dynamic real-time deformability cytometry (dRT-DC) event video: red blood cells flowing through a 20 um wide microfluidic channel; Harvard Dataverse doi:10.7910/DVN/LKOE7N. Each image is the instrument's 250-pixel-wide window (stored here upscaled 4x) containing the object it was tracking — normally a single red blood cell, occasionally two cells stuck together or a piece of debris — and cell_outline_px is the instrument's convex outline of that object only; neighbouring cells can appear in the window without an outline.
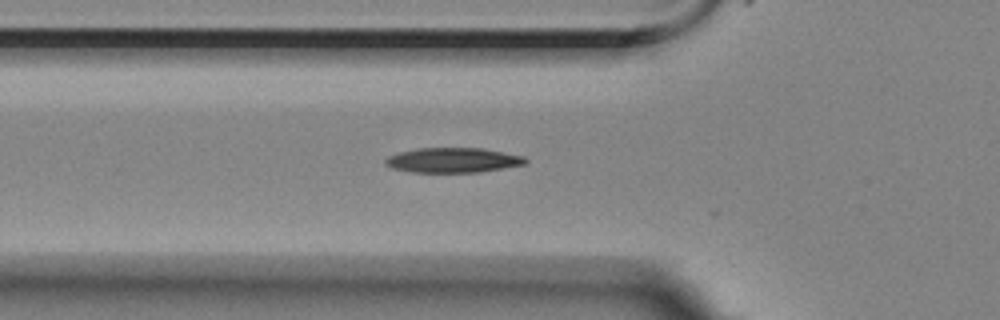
{"species": "Egyptian fruit bat (a non-hibernating species)", "species_latin": "Rousettus aegyptiacus", "temperature_condition": "room temperature", "stored_images_in_passage": 34, "camera_frame_rate_fps": 3000, "um_per_image_px": 0.085, "animal": {"sex": "female"}, "frame": {"image": 1, "passage_image": 2, "time_ms": 0.333, "image_size_px": [1000, 320], "cell_outline_px": [[528, 160], [524, 164], [480, 172], [412, 172], [392, 168], [384, 164], [384, 160], [388, 156], [400, 152], [416, 148], [480, 148], [524, 156]], "centroid_in_image_um": [38.46, 13.61], "position_along_channel_um": 87.3, "area_um2": 20.17}}
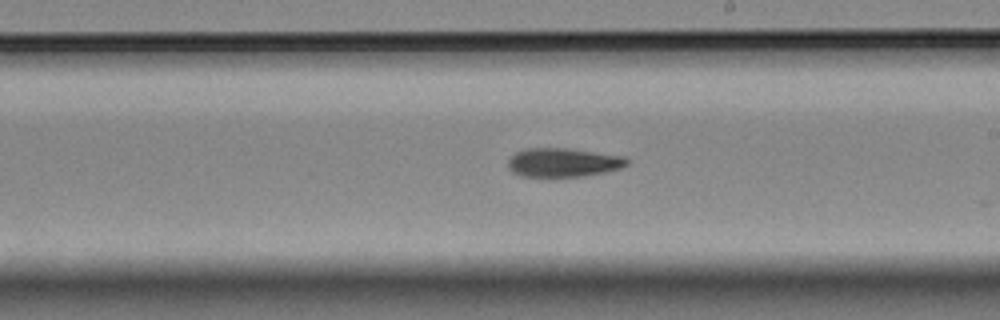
{"frame": {"image": 2, "passage_image": 15, "time_ms": 4.667, "image_size_px": [1000, 320], "cell_outline_px": [[628, 164], [620, 168], [604, 172], [584, 176], [520, 176], [512, 172], [508, 168], [508, 160], [516, 152], [524, 148], [568, 148], [624, 156], [628, 160]], "centroid_in_image_um": [47.85, 13.8], "position_along_channel_um": 241.2, "area_um2": 19.94}}
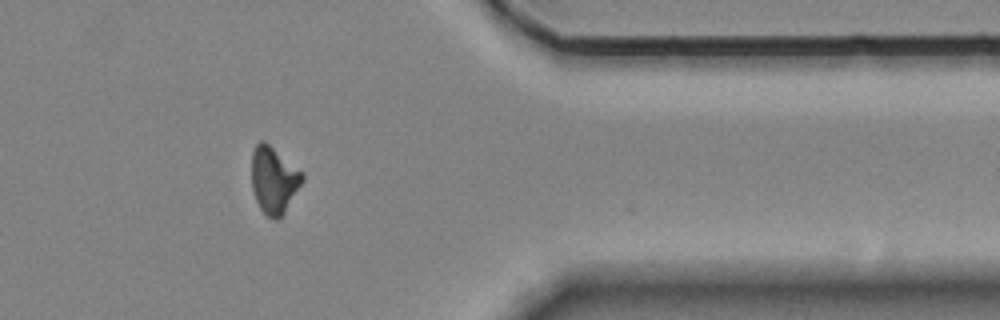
{"frame": {"image": 3, "passage_image": 29, "time_ms": 9.333, "image_size_px": [1000, 320], "cell_outline_px": [[304, 180], [280, 220], [272, 220], [260, 208], [256, 200], [252, 188], [252, 152], [256, 144], [260, 140], [264, 140], [304, 172]], "centroid_in_image_um": [23.29, 15.3], "position_along_channel_um": 388.1, "area_um2": 19.94}}